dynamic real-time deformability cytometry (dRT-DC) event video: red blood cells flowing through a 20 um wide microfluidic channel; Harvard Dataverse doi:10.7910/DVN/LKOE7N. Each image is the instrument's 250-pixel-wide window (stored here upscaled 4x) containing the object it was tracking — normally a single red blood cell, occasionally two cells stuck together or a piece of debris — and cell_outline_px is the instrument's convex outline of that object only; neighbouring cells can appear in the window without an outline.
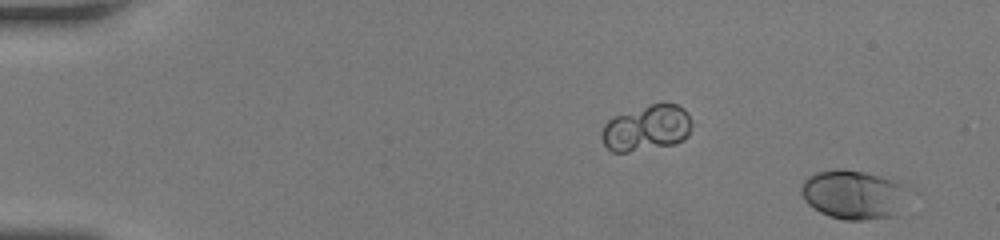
{"species": "human", "species_latin": "Homo sapiens", "temperature_condition": "room temperature", "stored_images_in_passage": 49, "camera_frame_rate_fps": 3000, "um_per_image_px": 0.085, "donor": {"sex": "female"}, "frame": {"image": 1, "passage_image": 2, "time_ms": 0.333, "image_size_px": [1000, 240], "cell_outline_px": [[920, 192], [888, 216], [864, 220], [844, 220], [828, 216], [820, 212], [808, 204], [804, 200], [800, 192], [800, 188], [804, 180], [808, 176], [816, 172], [832, 168], [844, 168], [864, 172], [896, 180]], "centroid_in_image_um": [72.63, 16.5], "position_along_channel_um": 12.4, "area_um2": 31.62}}
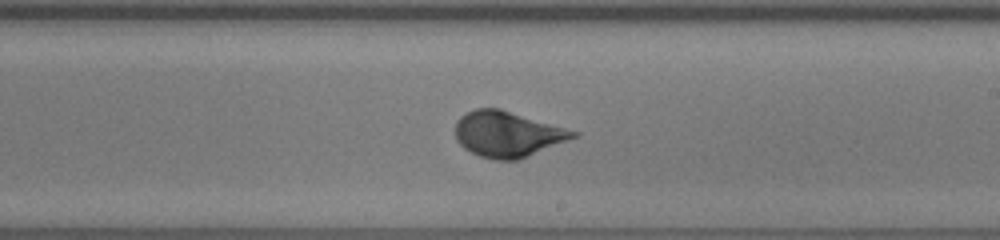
{"frame": {"image": 2, "passage_image": 30, "time_ms": 9.667, "image_size_px": [1000, 240], "cell_outline_px": [[580, 136], [520, 160], [492, 160], [480, 156], [464, 148], [456, 140], [456, 120], [460, 116], [476, 108], [500, 108], [580, 132]], "centroid_in_image_um": [43.18, 11.41], "position_along_channel_um": 245.8, "area_um2": 31.67}}
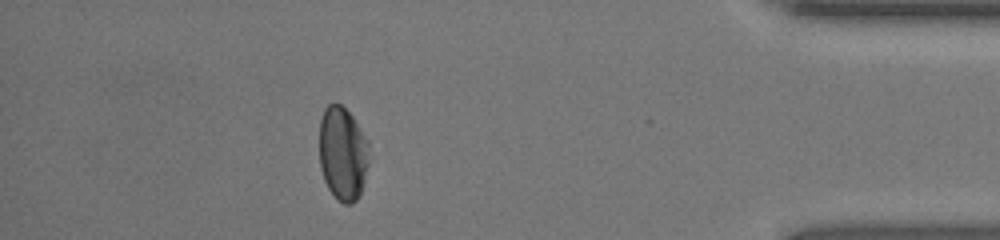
{"frame": {"image": 3, "passage_image": 44, "time_ms": 14.333, "image_size_px": [1000, 240], "cell_outline_px": [[368, 164], [360, 196], [352, 204], [344, 204], [328, 188], [324, 180], [320, 168], [320, 120], [324, 108], [328, 104], [340, 104], [352, 116], [368, 140]], "centroid_in_image_um": [29.13, 13.05], "position_along_channel_um": 406.1, "area_um2": 27.05}, "authors_computed_cell_mechanics": {"area_um2": 29.1312, "velocity_mm_per_s": 4.3007, "shape_relaxation_time_tau1_ms": 3.5274, "shape_relaxation_time_tau2_ms": null, "deformation_change_tau1": 0.1539, "deformation_change_tau2": null}}